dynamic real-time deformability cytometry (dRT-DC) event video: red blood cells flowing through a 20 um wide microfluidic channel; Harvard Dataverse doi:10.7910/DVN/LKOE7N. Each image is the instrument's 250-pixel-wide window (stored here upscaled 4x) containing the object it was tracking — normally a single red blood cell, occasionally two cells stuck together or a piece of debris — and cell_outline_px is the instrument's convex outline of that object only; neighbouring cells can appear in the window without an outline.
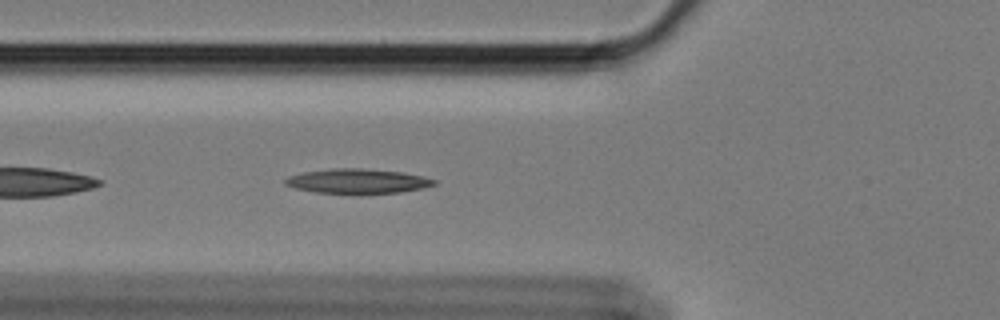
{"species": "Egyptian fruit bat (a non-hibernating species)", "species_latin": "Rousettus aegyptiacus", "temperature_condition": "cold", "stored_images_in_passage": 44, "camera_frame_rate_fps": 3000, "um_per_image_px": 0.085, "animal": {"sex": "female"}, "frame": {"image": 1, "passage_image": 5, "time_ms": 1.333, "image_size_px": [1000, 320], "cell_outline_px": [[436, 184], [424, 188], [400, 192], [360, 196], [316, 192], [296, 188], [284, 184], [284, 180], [288, 176], [304, 172], [336, 168], [360, 168], [400, 172], [420, 176], [436, 180]], "centroid_in_image_um": [30.38, 15.44], "position_along_channel_um": 95.4, "area_um2": 21.85}}
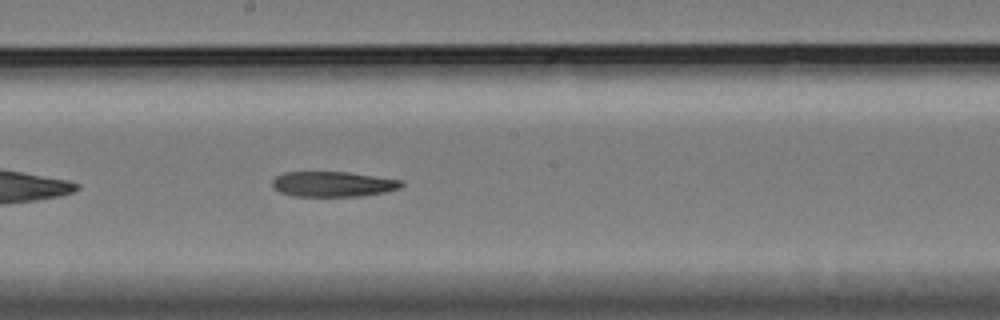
{"frame": {"image": 2, "passage_image": 16, "time_ms": 5.0, "image_size_px": [1000, 320], "cell_outline_px": [[404, 184], [400, 188], [384, 192], [360, 196], [292, 196], [280, 192], [272, 188], [272, 180], [276, 176], [284, 172], [348, 172], [404, 180]], "centroid_in_image_um": [28.3, 15.64], "position_along_channel_um": 219.9, "area_um2": 19.13}}
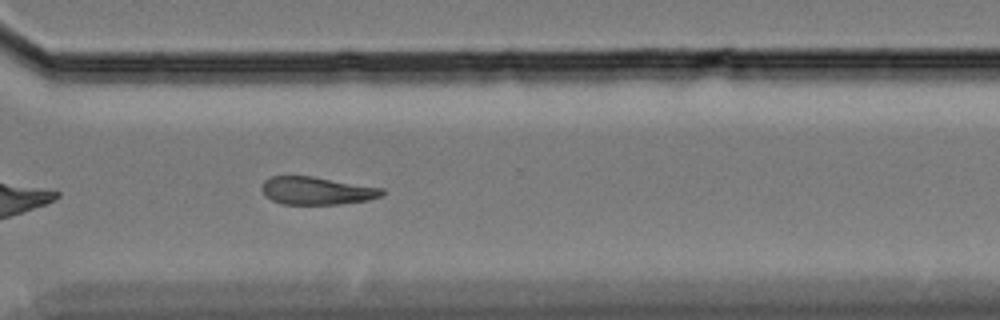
{"frame": {"image": 3, "passage_image": 27, "time_ms": 8.667, "image_size_px": [1000, 320], "cell_outline_px": [[384, 192], [380, 196], [368, 200], [340, 204], [280, 204], [264, 196], [260, 188], [264, 180], [272, 176], [312, 176], [384, 188]], "centroid_in_image_um": [26.88, 16.21], "position_along_channel_um": 343.7, "area_um2": 19.59}}